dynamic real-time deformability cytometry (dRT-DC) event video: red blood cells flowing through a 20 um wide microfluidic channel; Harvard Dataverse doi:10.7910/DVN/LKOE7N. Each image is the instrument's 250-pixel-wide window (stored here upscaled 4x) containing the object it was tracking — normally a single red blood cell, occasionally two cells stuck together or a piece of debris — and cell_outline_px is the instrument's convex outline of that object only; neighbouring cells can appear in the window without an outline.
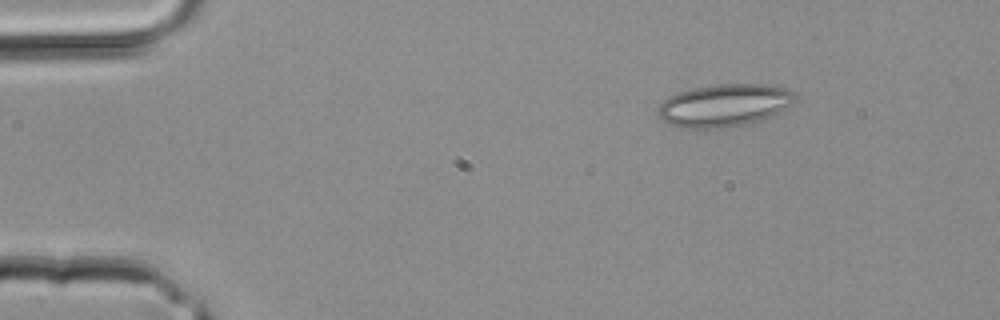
{"species": "common noctule bat (a hibernating species)", "species_latin": "Nyctalus noctula", "temperature_condition": "room temperature", "stored_images_in_passage": 3, "camera_frame_rate_fps": 3000, "um_per_image_px": 0.085, "animal": {"sex": "male", "body_mass_g": 20.4}, "frame": {"image": 1, "passage_image": 1, "time_ms": 0.0, "image_size_px": [1000, 320], "cell_outline_px": [[796, 96], [792, 104], [752, 124], [716, 128], [680, 128], [668, 124], [656, 112], [660, 104], [668, 96], [680, 92], [696, 88], [716, 84], [768, 84], [784, 88], [792, 92]], "centroid_in_image_um": [61.53, 8.96], "position_along_channel_um": 23.5, "area_um2": 33.76}}